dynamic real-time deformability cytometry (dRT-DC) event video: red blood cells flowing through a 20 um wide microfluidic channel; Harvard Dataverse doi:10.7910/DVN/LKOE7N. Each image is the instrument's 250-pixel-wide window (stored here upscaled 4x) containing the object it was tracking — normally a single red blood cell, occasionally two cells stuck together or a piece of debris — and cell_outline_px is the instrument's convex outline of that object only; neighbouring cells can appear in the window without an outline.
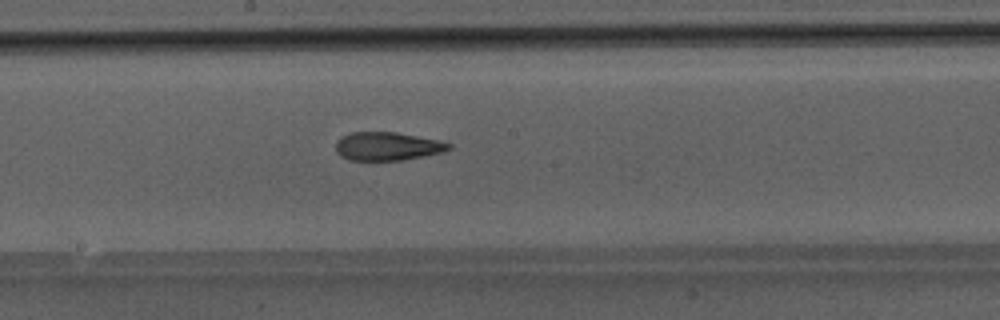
{"species": "Egyptian fruit bat (a non-hibernating species)", "species_latin": "Rousettus aegyptiacus", "temperature_condition": "room temperature", "stored_images_in_passage": 8, "camera_frame_rate_fps": 3000, "um_per_image_px": 0.085, "animal": {"sex": "male"}, "frame": {"image": 1, "passage_image": 8, "time_ms": 8.0, "image_size_px": [1000, 320], "cell_outline_px": [[452, 148], [440, 152], [424, 156], [404, 160], [348, 160], [340, 156], [336, 152], [336, 140], [352, 132], [396, 132], [440, 140], [452, 144]], "centroid_in_image_um": [32.93, 12.43], "position_along_channel_um": 215.3, "area_um2": 18.73}}